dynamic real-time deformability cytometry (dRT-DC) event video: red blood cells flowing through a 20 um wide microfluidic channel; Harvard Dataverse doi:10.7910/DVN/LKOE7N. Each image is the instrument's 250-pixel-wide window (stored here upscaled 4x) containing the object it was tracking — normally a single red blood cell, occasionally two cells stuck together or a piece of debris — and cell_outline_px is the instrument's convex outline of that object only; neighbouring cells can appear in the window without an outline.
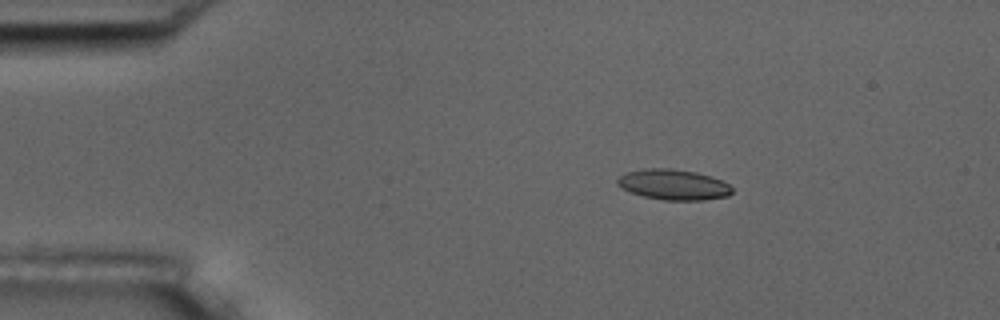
{"species": "common noctule bat (a hibernating species)", "species_latin": "Nyctalus noctula", "temperature_condition": "room temperature", "stored_images_in_passage": 5, "camera_frame_rate_fps": 3000, "um_per_image_px": 0.085, "animal": {"sex": "male", "body_mass_g": 17.5, "forearm_length_mm": 52.3}, "frame": {"image": 1, "passage_image": 3, "time_ms": 2.333, "image_size_px": [1000, 320], "cell_outline_px": [[732, 192], [728, 196], [704, 200], [664, 200], [644, 196], [632, 192], [616, 184], [616, 180], [624, 172], [644, 168], [672, 168], [696, 172], [720, 180], [728, 184], [732, 188]], "centroid_in_image_um": [57.22, 15.68], "position_along_channel_um": 27.8, "area_um2": 20.29}}